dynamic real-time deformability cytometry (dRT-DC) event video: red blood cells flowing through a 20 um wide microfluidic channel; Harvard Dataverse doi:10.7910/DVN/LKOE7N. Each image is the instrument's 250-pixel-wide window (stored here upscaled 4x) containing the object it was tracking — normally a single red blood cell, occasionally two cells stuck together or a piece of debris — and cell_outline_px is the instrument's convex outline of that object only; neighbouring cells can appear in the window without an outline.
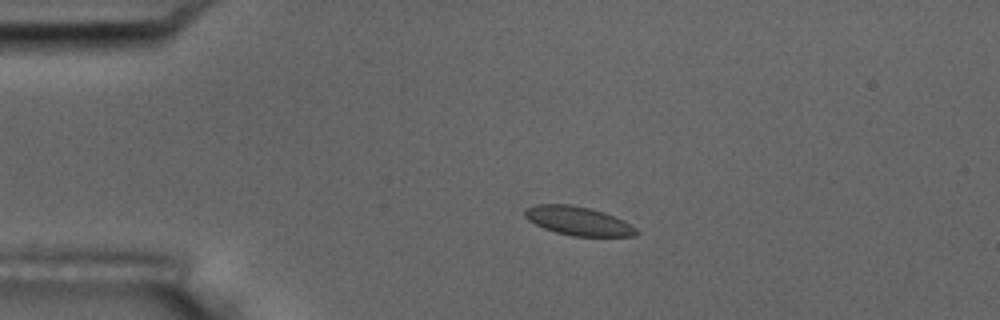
{"species": "common noctule bat (a hibernating species)", "species_latin": "Nyctalus noctula", "temperature_condition": "room temperature", "stored_images_in_passage": 4, "camera_frame_rate_fps": 3000, "um_per_image_px": 0.085, "animal": {"sex": "male", "body_mass_g": 17.5, "forearm_length_mm": 52.3}, "frame": {"image": 1, "passage_image": 3, "time_ms": 3.0, "image_size_px": [1000, 320], "cell_outline_px": [[640, 232], [636, 236], [572, 236], [556, 232], [544, 228], [528, 220], [524, 216], [524, 208], [536, 204], [568, 204], [588, 208], [604, 212], [624, 220], [636, 228]], "centroid_in_image_um": [49.15, 18.78], "position_along_channel_um": 35.9, "area_um2": 18.73}}